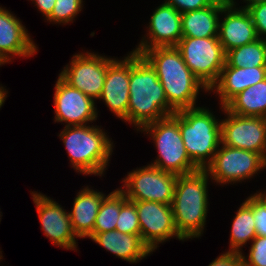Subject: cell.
Wrapping results in <instances>:
<instances>
[{
    "mask_svg": "<svg viewBox=\"0 0 266 266\" xmlns=\"http://www.w3.org/2000/svg\"><path fill=\"white\" fill-rule=\"evenodd\" d=\"M155 69L138 53H130L127 122L141 130L145 125L174 114Z\"/></svg>",
    "mask_w": 266,
    "mask_h": 266,
    "instance_id": "1",
    "label": "cell"
},
{
    "mask_svg": "<svg viewBox=\"0 0 266 266\" xmlns=\"http://www.w3.org/2000/svg\"><path fill=\"white\" fill-rule=\"evenodd\" d=\"M142 56L155 69L162 84L168 105L175 111L196 107L200 89L208 88L187 67L175 46L154 47Z\"/></svg>",
    "mask_w": 266,
    "mask_h": 266,
    "instance_id": "2",
    "label": "cell"
},
{
    "mask_svg": "<svg viewBox=\"0 0 266 266\" xmlns=\"http://www.w3.org/2000/svg\"><path fill=\"white\" fill-rule=\"evenodd\" d=\"M205 169L177 176L172 210L178 233L185 239L203 234L208 213V180Z\"/></svg>",
    "mask_w": 266,
    "mask_h": 266,
    "instance_id": "3",
    "label": "cell"
},
{
    "mask_svg": "<svg viewBox=\"0 0 266 266\" xmlns=\"http://www.w3.org/2000/svg\"><path fill=\"white\" fill-rule=\"evenodd\" d=\"M58 136L63 140L76 172L103 176L114 148L103 129L89 124L65 126Z\"/></svg>",
    "mask_w": 266,
    "mask_h": 266,
    "instance_id": "4",
    "label": "cell"
},
{
    "mask_svg": "<svg viewBox=\"0 0 266 266\" xmlns=\"http://www.w3.org/2000/svg\"><path fill=\"white\" fill-rule=\"evenodd\" d=\"M179 129L191 161L205 169L221 145V120L206 107L196 106L178 111Z\"/></svg>",
    "mask_w": 266,
    "mask_h": 266,
    "instance_id": "5",
    "label": "cell"
},
{
    "mask_svg": "<svg viewBox=\"0 0 266 266\" xmlns=\"http://www.w3.org/2000/svg\"><path fill=\"white\" fill-rule=\"evenodd\" d=\"M139 131L149 134L158 150V157L150 165L177 176L199 170L184 146L178 112L147 124Z\"/></svg>",
    "mask_w": 266,
    "mask_h": 266,
    "instance_id": "6",
    "label": "cell"
},
{
    "mask_svg": "<svg viewBox=\"0 0 266 266\" xmlns=\"http://www.w3.org/2000/svg\"><path fill=\"white\" fill-rule=\"evenodd\" d=\"M175 47L187 67L210 90L225 66L226 53L218 37H182Z\"/></svg>",
    "mask_w": 266,
    "mask_h": 266,
    "instance_id": "7",
    "label": "cell"
},
{
    "mask_svg": "<svg viewBox=\"0 0 266 266\" xmlns=\"http://www.w3.org/2000/svg\"><path fill=\"white\" fill-rule=\"evenodd\" d=\"M212 162L205 168L211 180L231 184L253 178L266 169L265 159L258 153L221 144Z\"/></svg>",
    "mask_w": 266,
    "mask_h": 266,
    "instance_id": "8",
    "label": "cell"
},
{
    "mask_svg": "<svg viewBox=\"0 0 266 266\" xmlns=\"http://www.w3.org/2000/svg\"><path fill=\"white\" fill-rule=\"evenodd\" d=\"M176 181L177 175L148 164L128 172L120 190L130 201L172 204Z\"/></svg>",
    "mask_w": 266,
    "mask_h": 266,
    "instance_id": "9",
    "label": "cell"
},
{
    "mask_svg": "<svg viewBox=\"0 0 266 266\" xmlns=\"http://www.w3.org/2000/svg\"><path fill=\"white\" fill-rule=\"evenodd\" d=\"M59 76L71 87L96 100L101 96L108 65L114 60L94 52L73 55Z\"/></svg>",
    "mask_w": 266,
    "mask_h": 266,
    "instance_id": "10",
    "label": "cell"
},
{
    "mask_svg": "<svg viewBox=\"0 0 266 266\" xmlns=\"http://www.w3.org/2000/svg\"><path fill=\"white\" fill-rule=\"evenodd\" d=\"M221 121V144L256 152L266 159V118L232 114Z\"/></svg>",
    "mask_w": 266,
    "mask_h": 266,
    "instance_id": "11",
    "label": "cell"
},
{
    "mask_svg": "<svg viewBox=\"0 0 266 266\" xmlns=\"http://www.w3.org/2000/svg\"><path fill=\"white\" fill-rule=\"evenodd\" d=\"M136 205L140 224V235L143 241L152 251L156 250L160 243L176 237L185 239L178 233L175 226L171 204H163L153 201H132Z\"/></svg>",
    "mask_w": 266,
    "mask_h": 266,
    "instance_id": "12",
    "label": "cell"
},
{
    "mask_svg": "<svg viewBox=\"0 0 266 266\" xmlns=\"http://www.w3.org/2000/svg\"><path fill=\"white\" fill-rule=\"evenodd\" d=\"M54 107V122H64L66 127L87 125L98 117L95 100L71 87L60 76L55 84Z\"/></svg>",
    "mask_w": 266,
    "mask_h": 266,
    "instance_id": "13",
    "label": "cell"
},
{
    "mask_svg": "<svg viewBox=\"0 0 266 266\" xmlns=\"http://www.w3.org/2000/svg\"><path fill=\"white\" fill-rule=\"evenodd\" d=\"M31 195L45 236L56 247L77 251V236L73 231L69 212L46 195L36 191H32Z\"/></svg>",
    "mask_w": 266,
    "mask_h": 266,
    "instance_id": "14",
    "label": "cell"
},
{
    "mask_svg": "<svg viewBox=\"0 0 266 266\" xmlns=\"http://www.w3.org/2000/svg\"><path fill=\"white\" fill-rule=\"evenodd\" d=\"M147 29V38L144 36L133 52L142 55L154 47L176 46L182 38L181 13L162 3L151 15Z\"/></svg>",
    "mask_w": 266,
    "mask_h": 266,
    "instance_id": "15",
    "label": "cell"
},
{
    "mask_svg": "<svg viewBox=\"0 0 266 266\" xmlns=\"http://www.w3.org/2000/svg\"><path fill=\"white\" fill-rule=\"evenodd\" d=\"M229 0L223 7V19H219L218 39L225 53L233 48L259 39L251 16L244 8H236V1Z\"/></svg>",
    "mask_w": 266,
    "mask_h": 266,
    "instance_id": "16",
    "label": "cell"
},
{
    "mask_svg": "<svg viewBox=\"0 0 266 266\" xmlns=\"http://www.w3.org/2000/svg\"><path fill=\"white\" fill-rule=\"evenodd\" d=\"M130 83V53L123 60L114 59L107 68L103 90L99 100L117 118L127 122Z\"/></svg>",
    "mask_w": 266,
    "mask_h": 266,
    "instance_id": "17",
    "label": "cell"
},
{
    "mask_svg": "<svg viewBox=\"0 0 266 266\" xmlns=\"http://www.w3.org/2000/svg\"><path fill=\"white\" fill-rule=\"evenodd\" d=\"M27 29L12 12L0 6V61L11 62V56L30 57L37 46Z\"/></svg>",
    "mask_w": 266,
    "mask_h": 266,
    "instance_id": "18",
    "label": "cell"
},
{
    "mask_svg": "<svg viewBox=\"0 0 266 266\" xmlns=\"http://www.w3.org/2000/svg\"><path fill=\"white\" fill-rule=\"evenodd\" d=\"M266 79V67L239 68L224 66L218 81L210 88L219 95L220 105L225 107L246 88Z\"/></svg>",
    "mask_w": 266,
    "mask_h": 266,
    "instance_id": "19",
    "label": "cell"
},
{
    "mask_svg": "<svg viewBox=\"0 0 266 266\" xmlns=\"http://www.w3.org/2000/svg\"><path fill=\"white\" fill-rule=\"evenodd\" d=\"M88 238L115 254L116 257L130 263H137L153 252L143 241L141 235L126 234L112 230L91 234Z\"/></svg>",
    "mask_w": 266,
    "mask_h": 266,
    "instance_id": "20",
    "label": "cell"
},
{
    "mask_svg": "<svg viewBox=\"0 0 266 266\" xmlns=\"http://www.w3.org/2000/svg\"><path fill=\"white\" fill-rule=\"evenodd\" d=\"M105 196L103 192L95 191L88 186L77 193L69 217L78 238H88L93 233L95 219Z\"/></svg>",
    "mask_w": 266,
    "mask_h": 266,
    "instance_id": "21",
    "label": "cell"
},
{
    "mask_svg": "<svg viewBox=\"0 0 266 266\" xmlns=\"http://www.w3.org/2000/svg\"><path fill=\"white\" fill-rule=\"evenodd\" d=\"M229 0H216L212 5L181 14L182 37H218L222 7Z\"/></svg>",
    "mask_w": 266,
    "mask_h": 266,
    "instance_id": "22",
    "label": "cell"
},
{
    "mask_svg": "<svg viewBox=\"0 0 266 266\" xmlns=\"http://www.w3.org/2000/svg\"><path fill=\"white\" fill-rule=\"evenodd\" d=\"M225 108L232 114L266 118V79L243 90Z\"/></svg>",
    "mask_w": 266,
    "mask_h": 266,
    "instance_id": "23",
    "label": "cell"
},
{
    "mask_svg": "<svg viewBox=\"0 0 266 266\" xmlns=\"http://www.w3.org/2000/svg\"><path fill=\"white\" fill-rule=\"evenodd\" d=\"M228 252L243 253L242 246L256 236V227L252 207L244 201L233 219Z\"/></svg>",
    "mask_w": 266,
    "mask_h": 266,
    "instance_id": "24",
    "label": "cell"
},
{
    "mask_svg": "<svg viewBox=\"0 0 266 266\" xmlns=\"http://www.w3.org/2000/svg\"><path fill=\"white\" fill-rule=\"evenodd\" d=\"M225 66L239 68L266 67V40L259 38L227 51Z\"/></svg>",
    "mask_w": 266,
    "mask_h": 266,
    "instance_id": "25",
    "label": "cell"
},
{
    "mask_svg": "<svg viewBox=\"0 0 266 266\" xmlns=\"http://www.w3.org/2000/svg\"><path fill=\"white\" fill-rule=\"evenodd\" d=\"M127 200L120 188L105 196L100 204L92 234L115 230L121 206Z\"/></svg>",
    "mask_w": 266,
    "mask_h": 266,
    "instance_id": "26",
    "label": "cell"
},
{
    "mask_svg": "<svg viewBox=\"0 0 266 266\" xmlns=\"http://www.w3.org/2000/svg\"><path fill=\"white\" fill-rule=\"evenodd\" d=\"M82 7L83 0H56L51 15L46 20L53 24H68L78 16Z\"/></svg>",
    "mask_w": 266,
    "mask_h": 266,
    "instance_id": "27",
    "label": "cell"
},
{
    "mask_svg": "<svg viewBox=\"0 0 266 266\" xmlns=\"http://www.w3.org/2000/svg\"><path fill=\"white\" fill-rule=\"evenodd\" d=\"M115 230L133 235H140V224L136 205L127 200L122 206L115 226Z\"/></svg>",
    "mask_w": 266,
    "mask_h": 266,
    "instance_id": "28",
    "label": "cell"
},
{
    "mask_svg": "<svg viewBox=\"0 0 266 266\" xmlns=\"http://www.w3.org/2000/svg\"><path fill=\"white\" fill-rule=\"evenodd\" d=\"M249 255L242 256L243 266H266V236H256L252 240Z\"/></svg>",
    "mask_w": 266,
    "mask_h": 266,
    "instance_id": "29",
    "label": "cell"
},
{
    "mask_svg": "<svg viewBox=\"0 0 266 266\" xmlns=\"http://www.w3.org/2000/svg\"><path fill=\"white\" fill-rule=\"evenodd\" d=\"M253 209L257 236H266V203L256 194L245 200Z\"/></svg>",
    "mask_w": 266,
    "mask_h": 266,
    "instance_id": "30",
    "label": "cell"
},
{
    "mask_svg": "<svg viewBox=\"0 0 266 266\" xmlns=\"http://www.w3.org/2000/svg\"><path fill=\"white\" fill-rule=\"evenodd\" d=\"M251 16L258 37L266 40V2L252 5L246 9ZM265 36V37H263Z\"/></svg>",
    "mask_w": 266,
    "mask_h": 266,
    "instance_id": "31",
    "label": "cell"
},
{
    "mask_svg": "<svg viewBox=\"0 0 266 266\" xmlns=\"http://www.w3.org/2000/svg\"><path fill=\"white\" fill-rule=\"evenodd\" d=\"M216 0H165V4L173 6L178 12L185 13L206 8Z\"/></svg>",
    "mask_w": 266,
    "mask_h": 266,
    "instance_id": "32",
    "label": "cell"
},
{
    "mask_svg": "<svg viewBox=\"0 0 266 266\" xmlns=\"http://www.w3.org/2000/svg\"><path fill=\"white\" fill-rule=\"evenodd\" d=\"M208 266H243L241 253L227 251L219 255Z\"/></svg>",
    "mask_w": 266,
    "mask_h": 266,
    "instance_id": "33",
    "label": "cell"
},
{
    "mask_svg": "<svg viewBox=\"0 0 266 266\" xmlns=\"http://www.w3.org/2000/svg\"><path fill=\"white\" fill-rule=\"evenodd\" d=\"M36 4L40 12H42L45 19H47L54 8L56 0H31Z\"/></svg>",
    "mask_w": 266,
    "mask_h": 266,
    "instance_id": "34",
    "label": "cell"
},
{
    "mask_svg": "<svg viewBox=\"0 0 266 266\" xmlns=\"http://www.w3.org/2000/svg\"><path fill=\"white\" fill-rule=\"evenodd\" d=\"M8 91H6L5 87L0 86V108L3 106L6 97H7Z\"/></svg>",
    "mask_w": 266,
    "mask_h": 266,
    "instance_id": "35",
    "label": "cell"
},
{
    "mask_svg": "<svg viewBox=\"0 0 266 266\" xmlns=\"http://www.w3.org/2000/svg\"><path fill=\"white\" fill-rule=\"evenodd\" d=\"M243 2H247L245 6L241 7L244 9H247L248 7L258 4V3H262V2H266V0H243Z\"/></svg>",
    "mask_w": 266,
    "mask_h": 266,
    "instance_id": "36",
    "label": "cell"
},
{
    "mask_svg": "<svg viewBox=\"0 0 266 266\" xmlns=\"http://www.w3.org/2000/svg\"><path fill=\"white\" fill-rule=\"evenodd\" d=\"M266 203V191L256 193Z\"/></svg>",
    "mask_w": 266,
    "mask_h": 266,
    "instance_id": "37",
    "label": "cell"
},
{
    "mask_svg": "<svg viewBox=\"0 0 266 266\" xmlns=\"http://www.w3.org/2000/svg\"><path fill=\"white\" fill-rule=\"evenodd\" d=\"M0 254H1V255H0V261H1V259H2V257H3V256H2V251H0Z\"/></svg>",
    "mask_w": 266,
    "mask_h": 266,
    "instance_id": "38",
    "label": "cell"
}]
</instances>
